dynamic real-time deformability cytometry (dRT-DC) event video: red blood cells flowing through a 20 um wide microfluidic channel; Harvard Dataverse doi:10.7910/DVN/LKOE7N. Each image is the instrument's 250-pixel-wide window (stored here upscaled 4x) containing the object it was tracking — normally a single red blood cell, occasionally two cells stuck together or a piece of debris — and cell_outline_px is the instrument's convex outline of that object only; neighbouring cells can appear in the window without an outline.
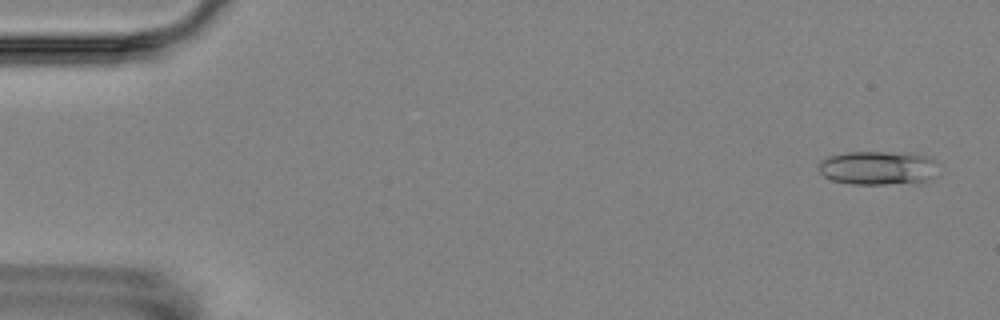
{"species": "Egyptian fruit bat (a non-hibernating species)", "species_latin": "Rousettus aegyptiacus", "temperature_condition": "room temperature", "stored_images_in_passage": 5, "camera_frame_rate_fps": 3000, "um_per_image_px": 0.085, "animal": {"sex": "female"}, "frame": {"image": 1, "passage_image": 1, "time_ms": 0.0, "image_size_px": [1000, 320], "cell_outline_px": [[940, 164], [936, 176], [920, 184], [852, 184], [832, 180], [824, 176], [820, 172], [820, 160], [828, 156], [848, 152], [912, 152], [932, 156]], "centroid_in_image_um": [74.78, 14.27], "position_along_channel_um": 10.2, "area_um2": 24.57}}